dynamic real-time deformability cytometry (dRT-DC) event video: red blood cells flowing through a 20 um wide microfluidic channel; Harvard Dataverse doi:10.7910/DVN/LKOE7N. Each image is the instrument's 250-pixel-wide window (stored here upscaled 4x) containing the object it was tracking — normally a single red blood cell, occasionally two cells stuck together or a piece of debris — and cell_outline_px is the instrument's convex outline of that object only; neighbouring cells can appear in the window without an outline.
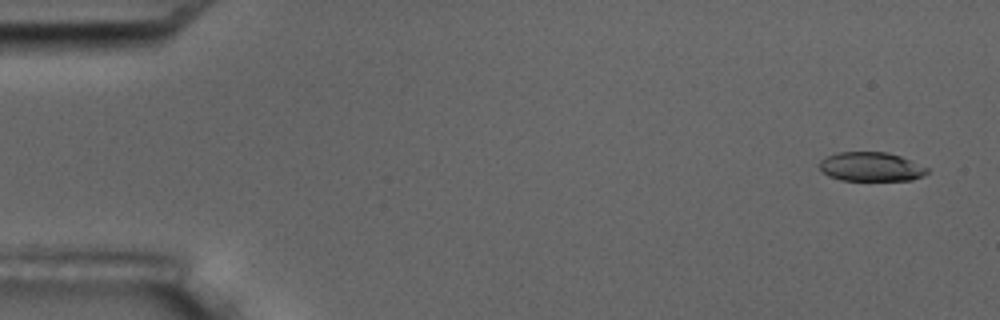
{"species": "common noctule bat (a hibernating species)", "species_latin": "Nyctalus noctula", "temperature_condition": "room temperature", "stored_images_in_passage": 5, "camera_frame_rate_fps": 3000, "um_per_image_px": 0.085, "animal": {"sex": "male", "body_mass_g": 17.5, "forearm_length_mm": 52.3}, "frame": {"image": 1, "passage_image": 1, "time_ms": 0.0, "image_size_px": [1000, 320], "cell_outline_px": [[928, 172], [924, 176], [912, 180], [840, 180], [828, 176], [820, 168], [820, 160], [836, 152], [888, 152], [900, 156], [928, 168]], "centroid_in_image_um": [74.04, 14.17], "position_along_channel_um": 11.0, "area_um2": 18.21}}
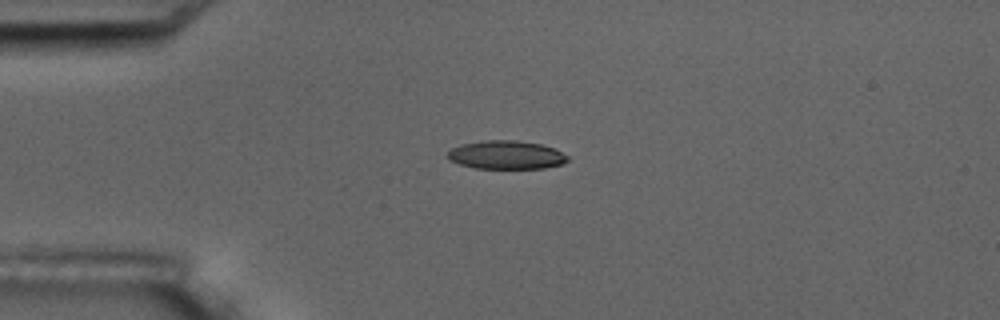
{"frame": {"image": 2, "passage_image": 4, "time_ms": 3.667, "image_size_px": [1000, 320], "cell_outline_px": [[568, 160], [560, 164], [544, 168], [476, 168], [460, 164], [448, 160], [444, 156], [452, 148], [460, 144], [488, 140], [516, 140], [540, 144], [556, 148], [568, 156]], "centroid_in_image_um": [43.0, 13.16], "position_along_channel_um": 42.0, "area_um2": 19.94}}